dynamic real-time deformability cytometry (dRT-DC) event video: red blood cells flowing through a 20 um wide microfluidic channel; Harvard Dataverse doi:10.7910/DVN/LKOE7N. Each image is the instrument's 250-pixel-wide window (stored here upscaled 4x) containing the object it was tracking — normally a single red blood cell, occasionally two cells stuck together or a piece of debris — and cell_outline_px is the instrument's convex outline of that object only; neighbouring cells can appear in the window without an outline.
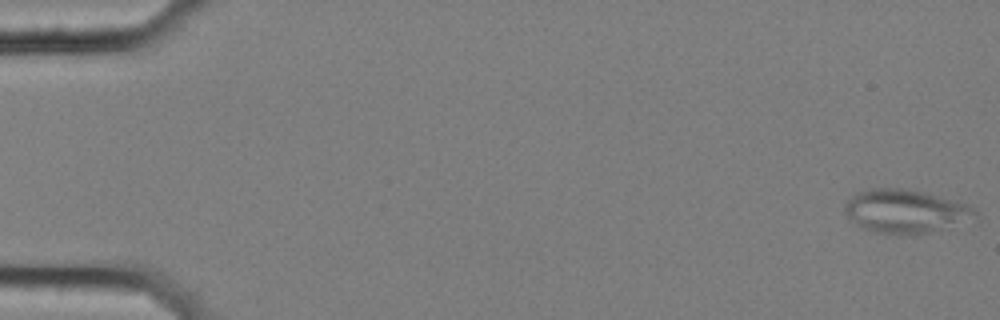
{"species": "common noctule bat (a hibernating species)", "species_latin": "Nyctalus noctula", "temperature_condition": "cold", "stored_images_in_passage": 57, "camera_frame_rate_fps": 3000, "um_per_image_px": 0.085, "animal": {"sex": "female", "body_mass_g": 25.1}, "frame": {"image": 1, "passage_image": 1, "time_ms": 0.0, "image_size_px": [1000, 320], "cell_outline_px": [[976, 212], [940, 228], [928, 232], [900, 236], [876, 232], [864, 228], [848, 216], [844, 212], [844, 204], [856, 192], [872, 188], [900, 188], [924, 192], [964, 204], [972, 208]], "centroid_in_image_um": [76.76, 17.93], "position_along_channel_um": 8.2, "area_um2": 31.56}}
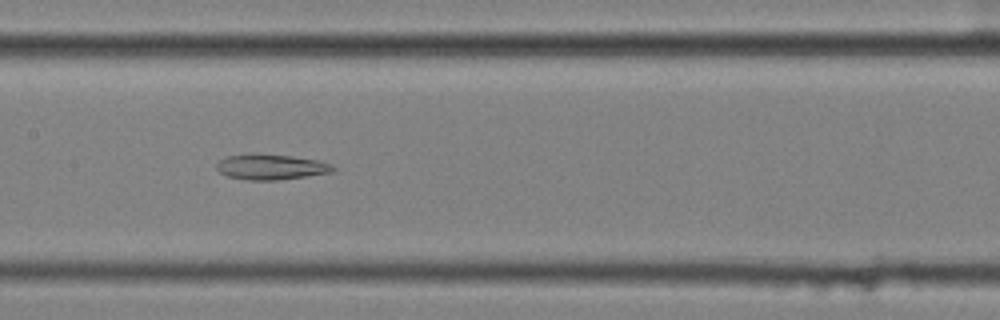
{"frame": {"image": 2, "passage_image": 29, "time_ms": 9.333, "image_size_px": [1000, 320], "cell_outline_px": [[336, 168], [332, 172], [308, 176], [280, 180], [248, 180], [228, 176], [220, 172], [216, 168], [216, 164], [220, 160], [228, 156], [260, 152], [292, 156], [316, 160], [332, 164]], "centroid_in_image_um": [23.04, 14.18], "position_along_channel_um": 184.4, "area_um2": 17.46}}
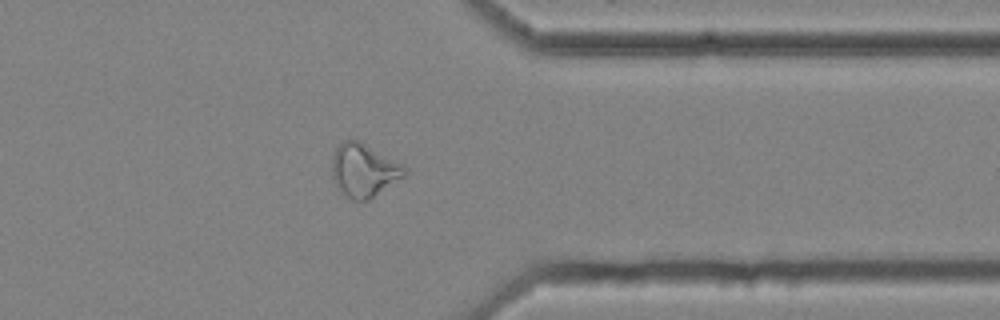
{"frame": {"image": 3, "passage_image": 46, "time_ms": 15.0, "image_size_px": [1000, 320], "cell_outline_px": [[408, 172], [404, 176], [368, 200], [352, 200], [340, 192], [332, 176], [332, 156], [336, 148], [344, 140], [360, 140], [404, 164]], "centroid_in_image_um": [30.93, 14.45], "position_along_channel_um": 380.5, "area_um2": 22.6}, "authors_computed_cell_mechanics": {"area_um2": 23.5824, "velocity_mm_per_s": 3.5564, "shape_relaxation_time_tau1_ms": null, "shape_relaxation_time_tau2_ms": 8.0966, "deformation_change_tau1": null, "deformation_change_tau2": 0.2039}}